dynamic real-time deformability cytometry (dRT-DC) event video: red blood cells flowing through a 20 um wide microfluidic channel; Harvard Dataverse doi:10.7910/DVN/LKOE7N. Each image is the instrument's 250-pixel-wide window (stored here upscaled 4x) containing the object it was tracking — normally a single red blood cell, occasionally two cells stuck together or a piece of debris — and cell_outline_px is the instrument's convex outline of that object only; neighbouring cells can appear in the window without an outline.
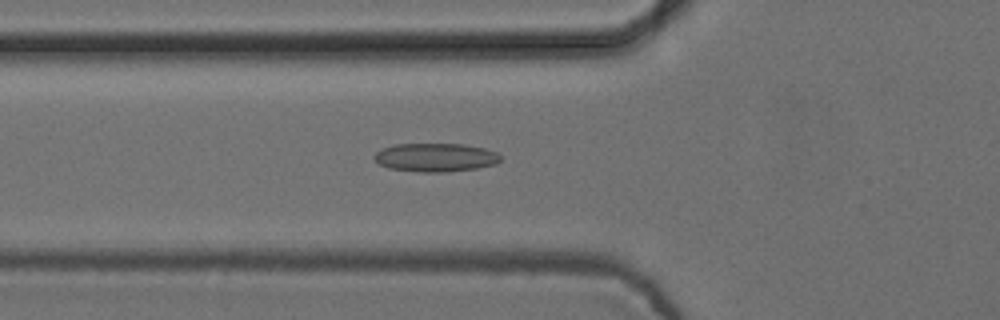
{"species": "common noctule bat (a hibernating species)", "species_latin": "Nyctalus noctula", "temperature_condition": "cold", "stored_images_in_passage": 50, "camera_frame_rate_fps": 3000, "um_per_image_px": 0.085, "animal": {"sex": "female", "body_mass_g": 24.6, "forearm_length_mm": 56.2}, "frame": {"image": 1, "passage_image": 15, "time_ms": 4.667, "image_size_px": [1000, 320], "cell_outline_px": [[500, 160], [496, 164], [476, 168], [444, 172], [420, 172], [388, 168], [380, 164], [372, 156], [376, 152], [384, 148], [396, 144], [464, 144], [484, 148], [496, 152], [500, 156]], "centroid_in_image_um": [37.02, 13.38], "position_along_channel_um": 88.8, "area_um2": 20.87}}
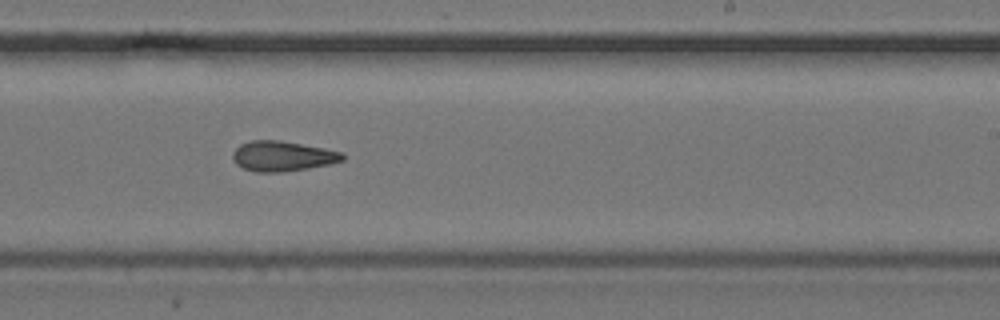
{"frame": {"image": 2, "passage_image": 29, "time_ms": 9.333, "image_size_px": [1000, 320], "cell_outline_px": [[344, 160], [328, 164], [308, 168], [280, 172], [256, 172], [244, 168], [236, 164], [232, 160], [232, 152], [240, 144], [248, 140], [280, 140], [324, 148], [340, 152], [344, 156]], "centroid_in_image_um": [23.95, 13.26], "position_along_channel_um": 265.0, "area_um2": 19.25}}
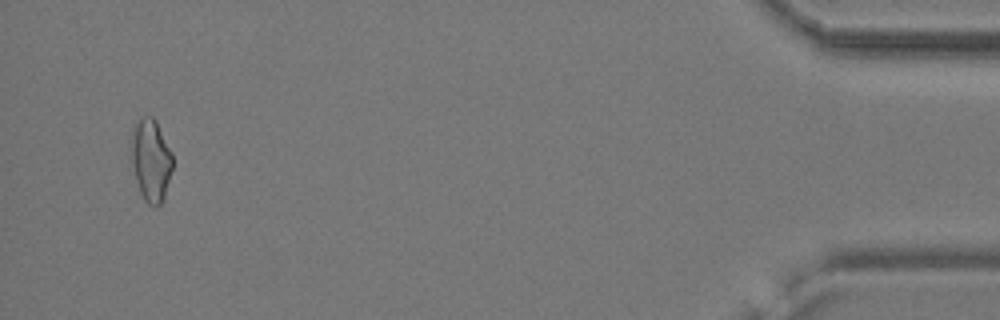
{"frame": {"image": 3, "passage_image": 48, "time_ms": 15.667, "image_size_px": [1000, 320], "cell_outline_px": [[172, 168], [164, 200], [156, 208], [148, 204], [144, 200], [140, 192], [136, 180], [132, 164], [128, 144], [128, 140], [140, 116], [152, 116], [156, 120], [172, 152]], "centroid_in_image_um": [12.8, 13.6], "position_along_channel_um": 422.4, "area_um2": 20.35}}